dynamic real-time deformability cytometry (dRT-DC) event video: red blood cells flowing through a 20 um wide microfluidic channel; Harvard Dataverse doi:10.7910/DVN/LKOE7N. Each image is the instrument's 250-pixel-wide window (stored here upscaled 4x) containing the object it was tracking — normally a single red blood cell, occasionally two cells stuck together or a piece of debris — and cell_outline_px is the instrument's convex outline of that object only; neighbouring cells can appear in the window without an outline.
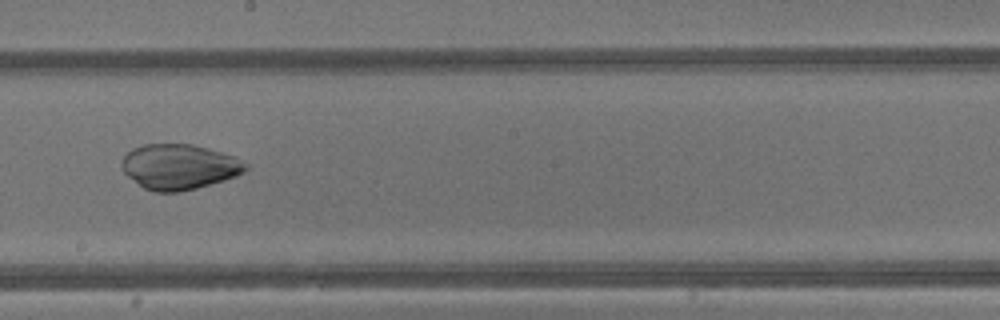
{"species": "common noctule bat (a hibernating species)", "species_latin": "Nyctalus noctula", "temperature_condition": "warm", "stored_images_in_passage": 41, "camera_frame_rate_fps": 3000, "um_per_image_px": 0.085, "animal": {"sex": "male", "body_mass_g": 13.3}, "frame": {"image": 1, "passage_image": 24, "time_ms": 7.667, "image_size_px": [1000, 320], "cell_outline_px": [[248, 168], [244, 172], [236, 176], [196, 188], [180, 192], [152, 192], [144, 188], [128, 176], [124, 172], [120, 164], [124, 156], [132, 148], [144, 144], [192, 144], [208, 148], [232, 156], [248, 164]], "centroid_in_image_um": [15.2, 14.18], "position_along_channel_um": 233.0, "area_um2": 32.54}}